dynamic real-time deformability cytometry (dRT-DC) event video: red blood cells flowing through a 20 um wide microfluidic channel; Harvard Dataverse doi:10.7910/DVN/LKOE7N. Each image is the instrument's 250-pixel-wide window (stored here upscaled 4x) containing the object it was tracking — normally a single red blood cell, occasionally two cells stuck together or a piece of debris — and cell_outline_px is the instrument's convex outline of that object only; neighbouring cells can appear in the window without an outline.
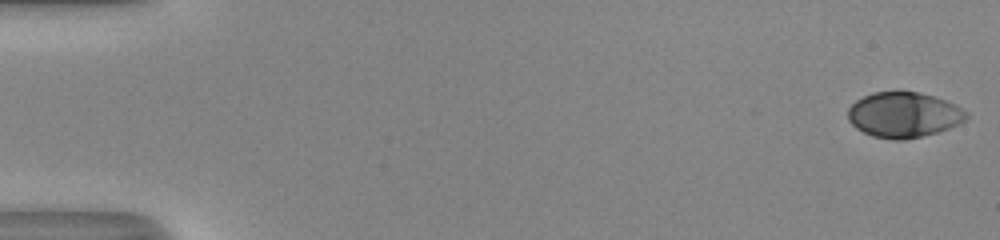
{"species": "human", "species_latin": "Homo sapiens", "temperature_condition": "room temperature", "stored_images_in_passage": 52, "camera_frame_rate_fps": 3000, "um_per_image_px": 0.085, "donor": {"sex": "male"}, "frame": {"image": 1, "passage_image": 1, "time_ms": 0.0, "image_size_px": [1000, 240], "cell_outline_px": [[968, 116], [960, 124], [936, 132], [920, 136], [900, 140], [896, 140], [872, 136], [856, 128], [848, 120], [848, 108], [856, 100], [872, 92], [896, 88], [920, 92], [944, 100], [968, 112]], "centroid_in_image_um": [76.77, 9.71], "position_along_channel_um": 8.2, "area_um2": 31.62}}
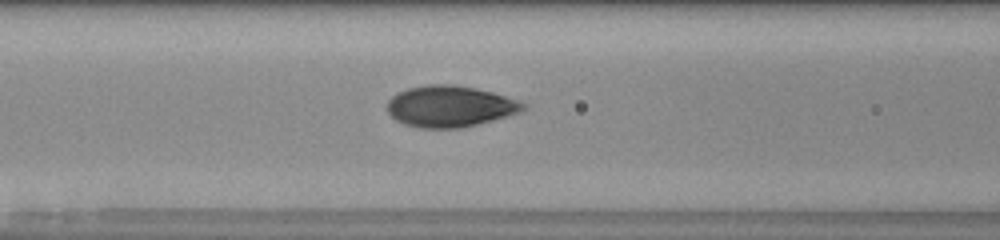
{"frame": {"image": 2, "passage_image": 23, "time_ms": 7.333, "image_size_px": [1000, 240], "cell_outline_px": [[528, 104], [520, 112], [508, 116], [460, 128], [420, 128], [404, 124], [396, 120], [388, 112], [388, 100], [396, 92], [408, 88], [428, 84], [452, 84], [476, 88], [492, 92]], "centroid_in_image_um": [38.22, 9.03], "position_along_channel_um": 128.4, "area_um2": 32.6}}
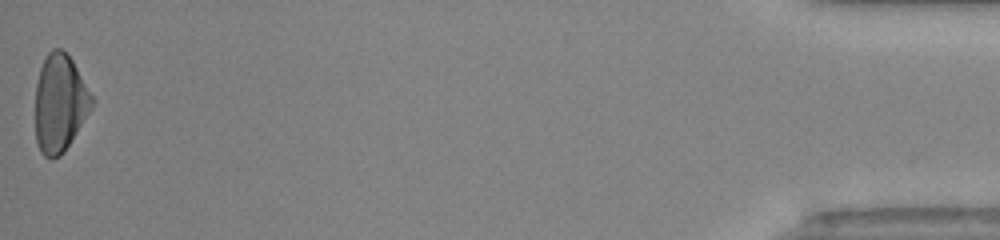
{"frame": {"image": 3, "passage_image": 52, "time_ms": 17.0, "image_size_px": [1000, 240], "cell_outline_px": [[92, 108], [64, 152], [60, 156], [52, 160], [44, 156], [40, 152], [36, 140], [36, 84], [40, 68], [48, 52], [52, 48], [60, 48], [72, 60], [92, 96]], "centroid_in_image_um": [5.07, 8.8], "position_along_channel_um": 430.1, "area_um2": 31.85}, "authors_computed_cell_mechanics": {"area_um2": 31.9345, "velocity_mm_per_s": 4.1197, "shape_relaxation_time_tau1_ms": 4.2456, "shape_relaxation_time_tau2_ms": null, "deformation_change_tau1": 0.1955, "deformation_change_tau2": null}}